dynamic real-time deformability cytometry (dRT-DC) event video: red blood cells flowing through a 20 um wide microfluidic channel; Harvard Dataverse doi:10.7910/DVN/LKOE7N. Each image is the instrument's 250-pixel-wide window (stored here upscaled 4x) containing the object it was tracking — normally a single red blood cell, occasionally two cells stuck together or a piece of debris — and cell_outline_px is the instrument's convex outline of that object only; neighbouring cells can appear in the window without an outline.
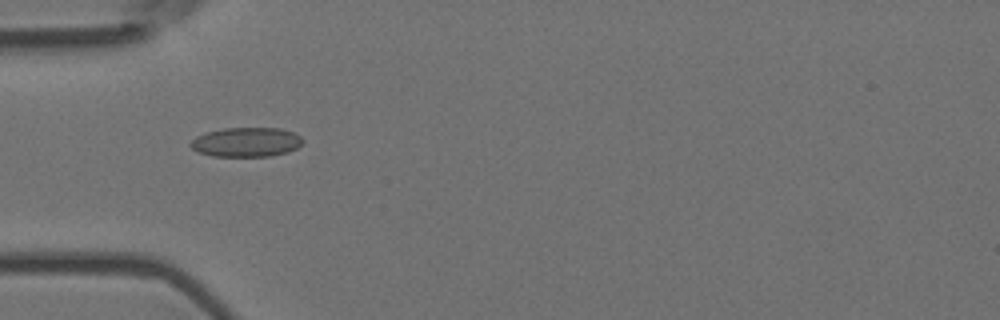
{"species": "Egyptian fruit bat (a non-hibernating species)", "species_latin": "Rousettus aegyptiacus", "temperature_condition": "room temperature", "stored_images_in_passage": 6, "camera_frame_rate_fps": 3000, "um_per_image_px": 0.085, "animal": {"sex": "female"}, "frame": {"image": 1, "passage_image": 5, "time_ms": 1.333, "image_size_px": [1000, 320], "cell_outline_px": [[304, 140], [296, 148], [288, 152], [272, 156], [212, 156], [196, 152], [188, 144], [196, 136], [204, 132], [224, 128], [280, 128], [292, 132], [300, 136]], "centroid_in_image_um": [20.89, 12.08], "position_along_channel_um": 64.1, "area_um2": 19.36}}
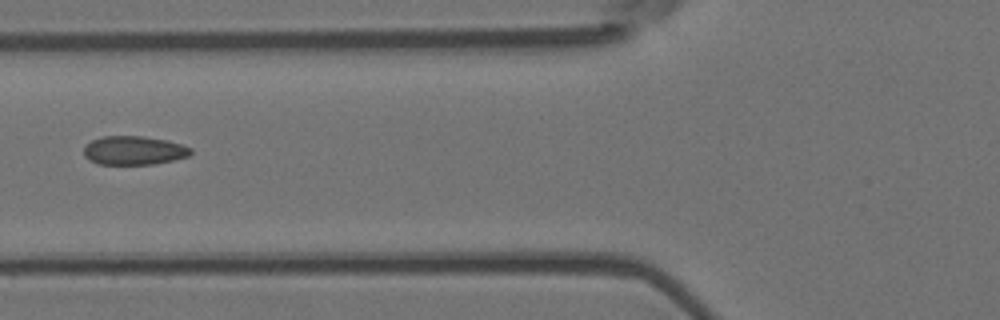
{"frame": {"image": 2, "passage_image": 6, "time_ms": 1.667, "image_size_px": [1000, 320], "cell_outline_px": [[192, 152], [188, 156], [172, 160], [152, 164], [100, 164], [88, 160], [84, 156], [84, 148], [92, 140], [104, 136], [144, 136], [168, 140], [192, 148]], "centroid_in_image_um": [11.38, 12.78], "position_along_channel_um": 114.4, "area_um2": 17.86}}